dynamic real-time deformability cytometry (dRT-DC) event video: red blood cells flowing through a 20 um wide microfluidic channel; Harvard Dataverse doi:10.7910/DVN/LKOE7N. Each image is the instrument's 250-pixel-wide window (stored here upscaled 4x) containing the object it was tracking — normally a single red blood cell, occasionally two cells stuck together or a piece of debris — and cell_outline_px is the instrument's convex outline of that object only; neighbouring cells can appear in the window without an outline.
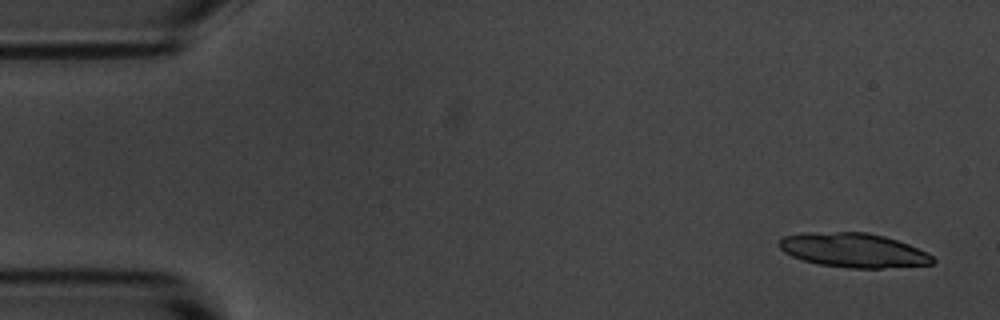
{"species": "common noctule bat (a hibernating species)", "species_latin": "Nyctalus noctula", "temperature_condition": "room temperature", "stored_images_in_passage": 5, "camera_frame_rate_fps": 3000, "um_per_image_px": 0.085, "animal": {"sex": "male", "body_mass_g": 20.1, "forearm_length_mm": 53.5}, "frame": {"image": 1, "passage_image": 1, "time_ms": 0.0, "image_size_px": [1000, 320], "cell_outline_px": [[936, 260], [932, 264], [880, 268], [848, 268], [820, 264], [804, 260], [792, 256], [784, 252], [780, 248], [780, 240], [784, 236], [804, 232], [868, 232], [884, 236], [908, 244], [932, 256]], "centroid_in_image_um": [72.52, 21.26], "position_along_channel_um": 12.5, "area_um2": 30.4}}